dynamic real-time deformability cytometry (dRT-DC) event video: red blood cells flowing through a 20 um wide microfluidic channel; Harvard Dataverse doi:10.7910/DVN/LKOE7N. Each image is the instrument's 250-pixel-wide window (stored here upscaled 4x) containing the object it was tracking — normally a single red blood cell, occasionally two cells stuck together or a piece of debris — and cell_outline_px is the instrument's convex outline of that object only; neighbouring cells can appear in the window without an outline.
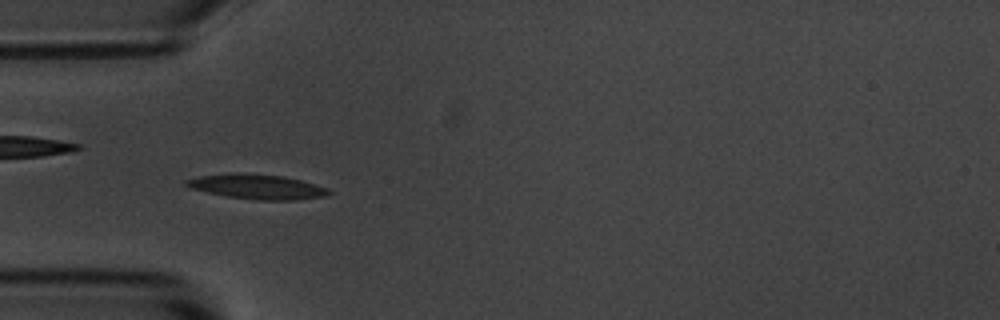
{"species": "common noctule bat (a hibernating species)", "species_latin": "Nyctalus noctula", "temperature_condition": "room temperature", "stored_images_in_passage": 19, "camera_frame_rate_fps": 3000, "um_per_image_px": 0.085, "animal": {"sex": "male", "body_mass_g": 20.1, "forearm_length_mm": 53.5}, "frame": {"image": 1, "passage_image": 16, "time_ms": 5.0, "image_size_px": [1000, 320], "cell_outline_px": [[332, 192], [328, 196], [296, 200], [256, 200], [228, 196], [208, 192], [192, 188], [184, 184], [184, 180], [200, 176], [236, 172], [244, 172], [284, 176], [300, 180], [328, 188]], "centroid_in_image_um": [21.89, 15.86], "position_along_channel_um": 63.1, "area_um2": 20.63}}